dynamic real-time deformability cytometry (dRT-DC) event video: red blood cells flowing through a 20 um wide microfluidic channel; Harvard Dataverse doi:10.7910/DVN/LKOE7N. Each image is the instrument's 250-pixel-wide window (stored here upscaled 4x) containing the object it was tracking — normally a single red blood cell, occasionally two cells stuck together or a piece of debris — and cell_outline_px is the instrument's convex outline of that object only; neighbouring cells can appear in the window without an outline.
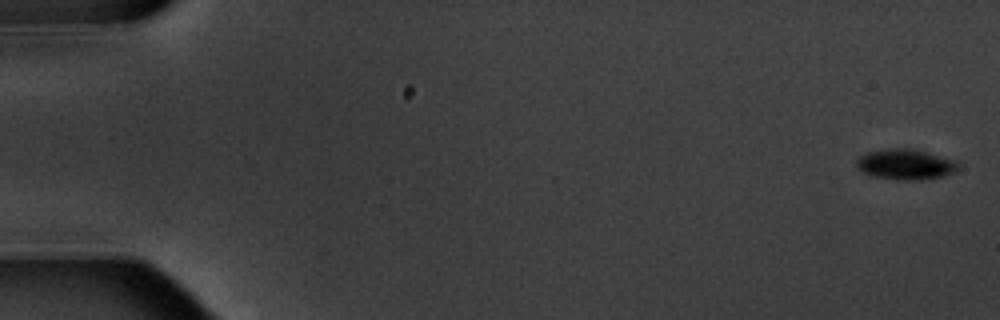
{"species": "common noctule bat (a hibernating species)", "species_latin": "Nyctalus noctula", "temperature_condition": "warm", "stored_images_in_passage": 7, "camera_frame_rate_fps": 3000, "um_per_image_px": 0.085, "animal": {"sex": "male", "body_mass_g": 20.1, "forearm_length_mm": 53.5}, "frame": {"image": 1, "passage_image": 1, "time_ms": 0.0, "image_size_px": [1000, 320], "cell_outline_px": [[960, 168], [956, 172], [944, 176], [924, 180], [896, 180], [872, 176], [856, 168], [856, 164], [860, 156], [868, 152], [892, 148], [908, 148], [956, 160], [960, 164]], "centroid_in_image_um": [77.01, 13.99], "position_along_channel_um": 8.0, "area_um2": 18.15}}
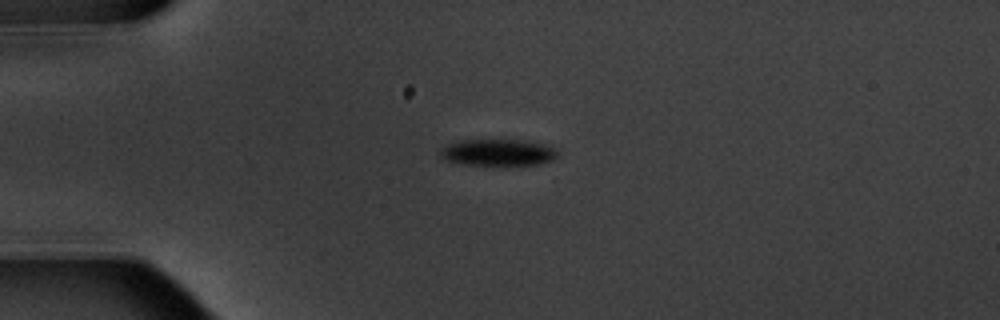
{"frame": {"image": 2, "passage_image": 5, "time_ms": 4.667, "image_size_px": [1000, 320], "cell_outline_px": [[556, 156], [552, 160], [540, 164], [464, 164], [444, 160], [440, 156], [440, 152], [448, 144], [460, 140], [524, 140], [544, 144], [552, 148], [556, 152]], "centroid_in_image_um": [42.3, 12.95], "position_along_channel_um": 42.7, "area_um2": 17.74}}
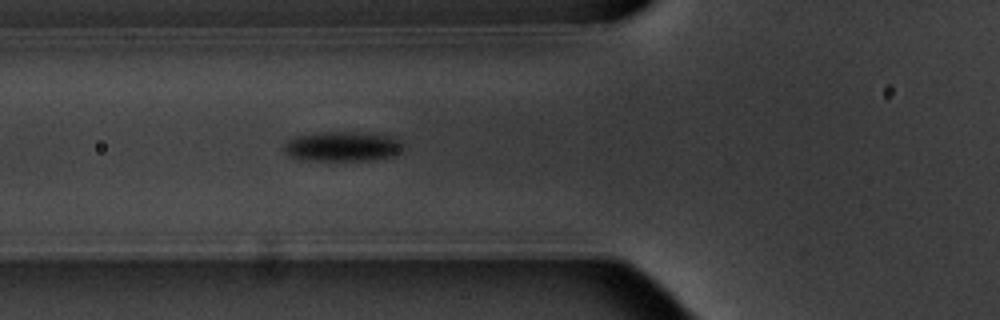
{"frame": {"image": 3, "passage_image": 7, "time_ms": 7.0, "image_size_px": [1000, 320], "cell_outline_px": [[404, 148], [392, 156], [372, 160], [300, 160], [288, 156], [280, 148], [288, 140], [296, 136], [320, 132], [348, 132], [388, 136], [404, 144]], "centroid_in_image_um": [29.01, 12.46], "position_along_channel_um": 96.8, "area_um2": 20.58}}